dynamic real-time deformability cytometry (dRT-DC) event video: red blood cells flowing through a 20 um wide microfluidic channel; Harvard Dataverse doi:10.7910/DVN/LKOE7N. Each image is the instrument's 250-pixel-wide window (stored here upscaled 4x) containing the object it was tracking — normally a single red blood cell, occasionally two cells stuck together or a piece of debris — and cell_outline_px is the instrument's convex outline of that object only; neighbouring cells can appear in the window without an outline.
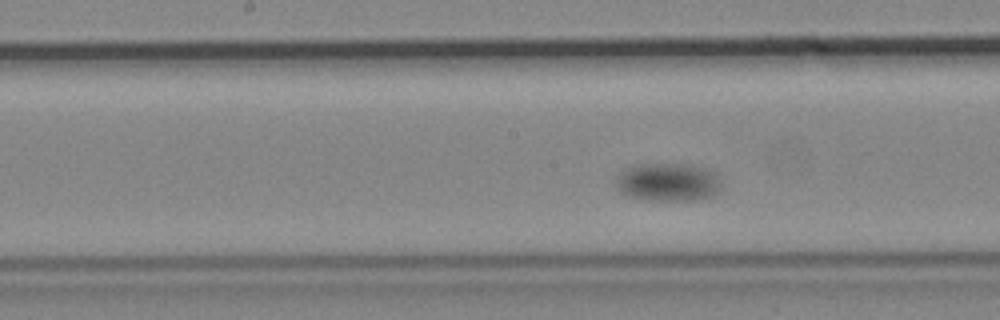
{"species": "common noctule bat (a hibernating species)", "species_latin": "Nyctalus noctula", "temperature_condition": "cold", "stored_images_in_passage": 31, "camera_frame_rate_fps": 3000, "um_per_image_px": 0.085, "animal": {"sex": "male", "body_mass_g": 19.2, "forearm_length_mm": 51.8}, "frame": {"image": 1, "passage_image": 9, "time_ms": 2.667, "image_size_px": [1000, 320], "cell_outline_px": [[720, 188], [712, 196], [696, 200], [644, 200], [628, 196], [616, 188], [616, 180], [620, 172], [632, 164], [688, 164], [704, 168], [712, 172], [716, 176], [720, 184]], "centroid_in_image_um": [56.72, 15.48], "position_along_channel_um": 191.5, "area_um2": 23.41}}